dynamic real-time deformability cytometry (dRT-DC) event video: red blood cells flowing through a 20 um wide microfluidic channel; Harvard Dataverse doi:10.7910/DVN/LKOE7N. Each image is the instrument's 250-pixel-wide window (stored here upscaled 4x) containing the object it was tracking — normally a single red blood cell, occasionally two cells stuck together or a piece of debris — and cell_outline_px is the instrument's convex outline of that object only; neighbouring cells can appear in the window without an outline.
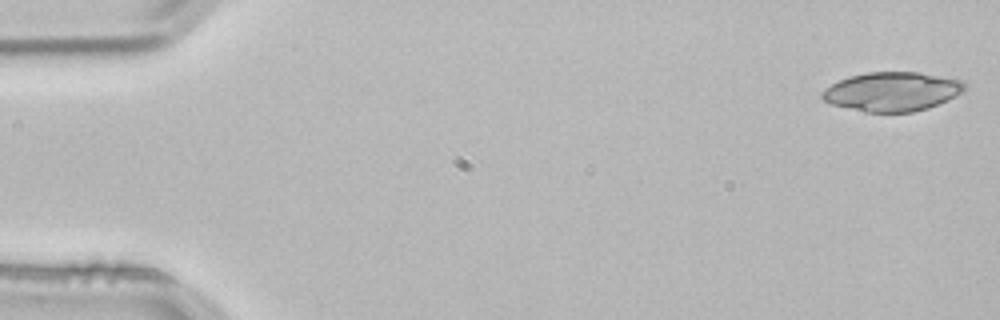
{"species": "common noctule bat (a hibernating species)", "species_latin": "Nyctalus noctula", "temperature_condition": "room temperature", "stored_images_in_passage": 3, "camera_frame_rate_fps": 3000, "um_per_image_px": 0.085, "animal": {"sex": "male", "body_mass_g": 21.5, "forearm_length_mm": 52.0}, "frame": {"image": 1, "passage_image": 1, "time_ms": 0.0, "image_size_px": [1000, 320], "cell_outline_px": [[968, 88], [964, 92], [948, 100], [928, 108], [912, 112], [868, 112], [832, 104], [824, 100], [820, 96], [820, 92], [824, 88], [848, 76], [868, 72], [920, 72], [964, 80]], "centroid_in_image_um": [75.88, 7.77], "position_along_channel_um": 9.1, "area_um2": 32.71}}